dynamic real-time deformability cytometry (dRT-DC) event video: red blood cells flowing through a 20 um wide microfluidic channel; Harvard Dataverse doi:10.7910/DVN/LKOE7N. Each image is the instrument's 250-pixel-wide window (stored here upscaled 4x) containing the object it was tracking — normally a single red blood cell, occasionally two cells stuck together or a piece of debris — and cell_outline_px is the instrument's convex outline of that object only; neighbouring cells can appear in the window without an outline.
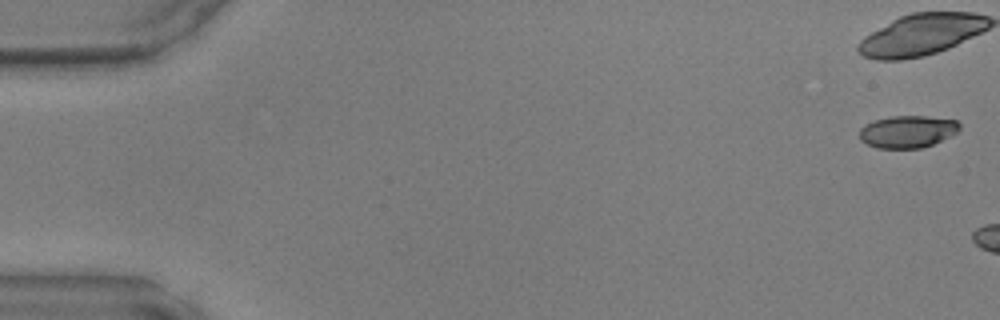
{"species": "common noctule bat (a hibernating species)", "species_latin": "Nyctalus noctula", "temperature_condition": "warm", "stored_images_in_passage": 5, "camera_frame_rate_fps": 3000, "um_per_image_px": 0.085, "animal": {"sex": "male", "body_mass_g": 17.9, "forearm_length_mm": 54.2}, "frame": {"image": 1, "passage_image": 1, "time_ms": 0.0, "image_size_px": [1000, 320], "cell_outline_px": [[960, 128], [956, 132], [932, 144], [920, 148], [876, 148], [860, 140], [860, 128], [864, 124], [876, 120], [892, 116], [924, 116], [956, 120], [960, 124]], "centroid_in_image_um": [77.1, 11.18], "position_along_channel_um": 7.9, "area_um2": 18.55}}